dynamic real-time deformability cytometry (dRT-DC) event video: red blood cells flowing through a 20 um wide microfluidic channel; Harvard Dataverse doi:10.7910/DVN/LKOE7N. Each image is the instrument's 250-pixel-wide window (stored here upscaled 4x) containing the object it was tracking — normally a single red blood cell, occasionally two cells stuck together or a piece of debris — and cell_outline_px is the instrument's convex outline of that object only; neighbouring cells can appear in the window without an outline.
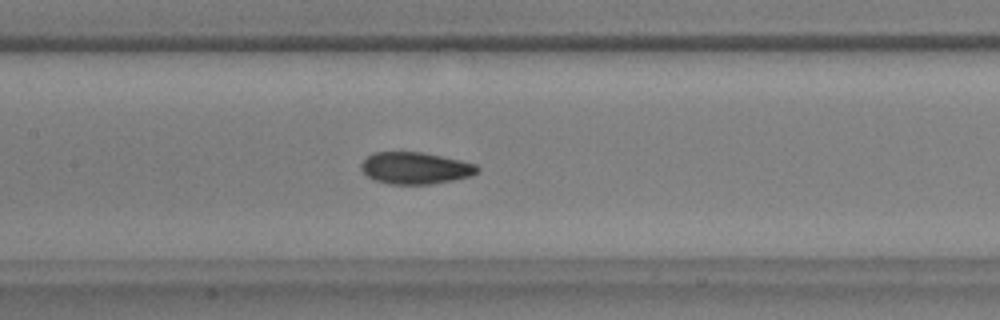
{"species": "common noctule bat (a hibernating species)", "species_latin": "Nyctalus noctula", "temperature_condition": "warm", "stored_images_in_passage": 45, "camera_frame_rate_fps": 3000, "um_per_image_px": 0.085, "animal": {"sex": "male", "body_mass_g": 17.9, "forearm_length_mm": 54.2}, "frame": {"image": 1, "passage_image": 20, "time_ms": 6.333, "image_size_px": [1000, 320], "cell_outline_px": [[480, 168], [472, 176], [432, 184], [392, 184], [376, 180], [368, 176], [360, 168], [360, 164], [372, 152], [420, 152], [460, 160], [476, 164]], "centroid_in_image_um": [35.3, 14.28], "position_along_channel_um": 172.1, "area_um2": 21.39}, "authors_computed_cell_mechanics": {"area_um2": 21.1548, "velocity_mm_per_s": 3.7133, "shape_relaxation_time_tau1_ms": 3.1323, "shape_relaxation_time_tau2_ms": 1.4439, "deformation_change_tau1": 0.123, "deformation_change_tau2": 0.0566}}